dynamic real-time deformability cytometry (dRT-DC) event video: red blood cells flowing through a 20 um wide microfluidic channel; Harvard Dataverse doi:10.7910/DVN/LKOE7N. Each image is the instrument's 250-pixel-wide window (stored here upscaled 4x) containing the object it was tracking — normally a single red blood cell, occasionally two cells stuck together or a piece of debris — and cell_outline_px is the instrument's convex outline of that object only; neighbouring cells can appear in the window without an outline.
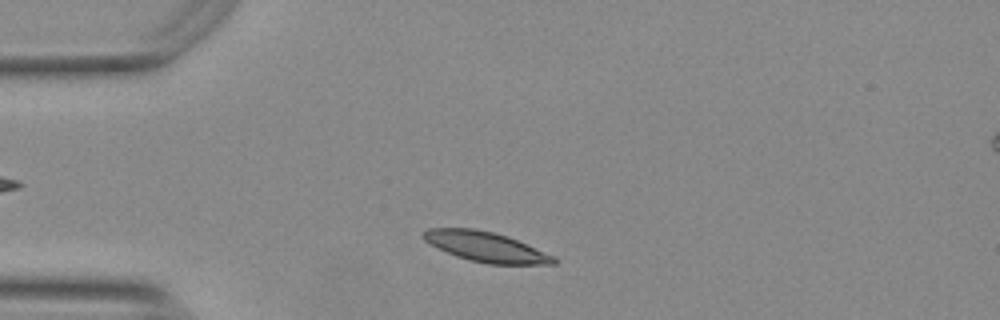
{"species": "Egyptian fruit bat (a non-hibernating species)", "species_latin": "Rousettus aegyptiacus", "temperature_condition": "warm", "stored_images_in_passage": 46, "camera_frame_rate_fps": 3000, "um_per_image_px": 0.085, "animal": {"sex": "female"}, "frame": {"image": 1, "passage_image": 5, "time_ms": 1.333, "image_size_px": [1000, 320], "cell_outline_px": [[556, 264], [488, 264], [456, 256], [424, 240], [420, 236], [420, 232], [428, 228], [472, 228], [492, 232], [508, 236], [556, 256]], "centroid_in_image_um": [41.31, 20.97], "position_along_channel_um": 43.7, "area_um2": 22.66}}
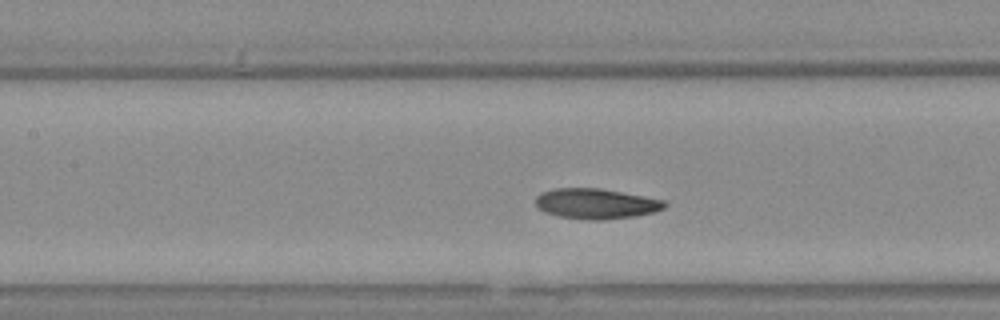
{"frame": {"image": 2, "passage_image": 16, "time_ms": 5.0, "image_size_px": [1000, 320], "cell_outline_px": [[668, 204], [664, 208], [652, 212], [636, 216], [604, 220], [588, 220], [560, 216], [544, 212], [536, 208], [536, 196], [540, 192], [556, 188], [600, 188], [664, 200]], "centroid_in_image_um": [50.63, 17.31], "position_along_channel_um": 156.8, "area_um2": 22.83}}
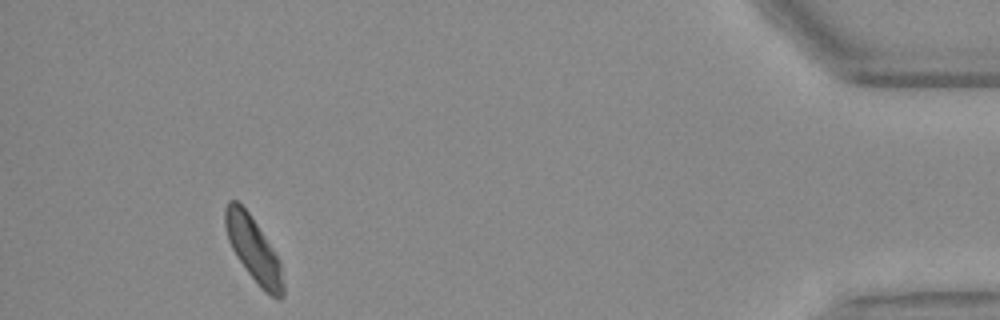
{"frame": {"image": 3, "passage_image": 42, "time_ms": 13.667, "image_size_px": [1000, 320], "cell_outline_px": [[284, 296], [280, 300], [276, 300], [264, 292], [260, 288], [248, 272], [232, 248], [228, 240], [224, 224], [224, 208], [228, 200], [236, 200], [248, 212], [256, 224], [276, 256], [280, 264], [284, 284]], "centroid_in_image_um": [21.54, 21.24], "position_along_channel_um": 413.7, "area_um2": 21.39}, "authors_computed_cell_mechanics": {"area_um2": 22.5998, "velocity_mm_per_s": 3.7134, "shape_relaxation_time_tau1_ms": 4.0075, "shape_relaxation_time_tau2_ms": null, "deformation_change_tau1": 0.1277, "deformation_change_tau2": null}}